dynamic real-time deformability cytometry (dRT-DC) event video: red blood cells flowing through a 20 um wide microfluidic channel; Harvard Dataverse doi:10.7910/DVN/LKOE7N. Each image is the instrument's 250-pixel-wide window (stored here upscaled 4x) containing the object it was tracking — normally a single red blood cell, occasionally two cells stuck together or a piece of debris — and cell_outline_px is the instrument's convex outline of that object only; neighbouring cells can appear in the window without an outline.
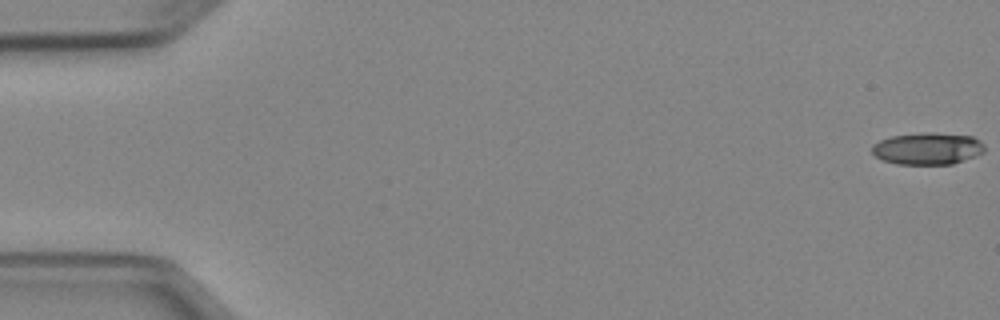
{"species": "Egyptian fruit bat (a non-hibernating species)", "species_latin": "Rousettus aegyptiacus", "temperature_condition": "cold", "stored_images_in_passage": 52, "camera_frame_rate_fps": 3000, "um_per_image_px": 0.085, "animal": {"sex": "female"}, "frame": {"image": 1, "passage_image": 1, "time_ms": 0.0, "image_size_px": [1000, 320], "cell_outline_px": [[984, 152], [976, 156], [952, 164], [896, 164], [884, 160], [876, 156], [872, 152], [872, 144], [880, 140], [892, 136], [920, 132], [932, 132], [972, 136], [980, 140], [984, 144]], "centroid_in_image_um": [78.86, 12.62], "position_along_channel_um": 6.1, "area_um2": 21.1}}
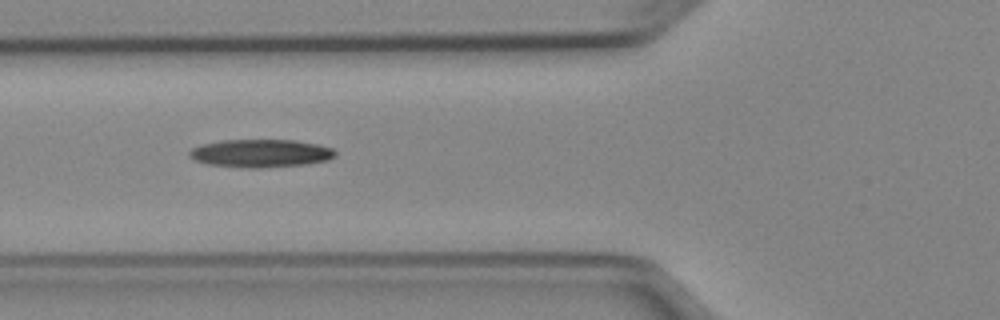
{"frame": {"image": 2, "passage_image": 20, "time_ms": 6.333, "image_size_px": [1000, 320], "cell_outline_px": [[336, 156], [328, 160], [304, 164], [260, 168], [240, 168], [208, 164], [196, 160], [188, 156], [188, 152], [192, 148], [200, 144], [220, 140], [296, 140], [316, 144], [332, 148], [336, 152]], "centroid_in_image_um": [22.12, 13.03], "position_along_channel_um": 103.7, "area_um2": 23.93}}
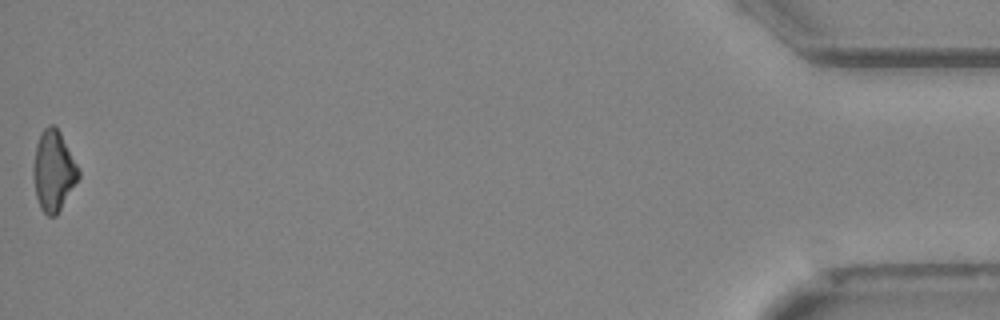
{"frame": {"image": 3, "passage_image": 52, "time_ms": 17.0, "image_size_px": [1000, 320], "cell_outline_px": [[80, 176], [56, 216], [48, 216], [40, 208], [36, 196], [32, 172], [32, 168], [36, 144], [40, 132], [48, 124], [52, 124], [60, 132], [80, 168]], "centroid_in_image_um": [4.54, 14.5], "position_along_channel_um": 430.7, "area_um2": 21.33}, "authors_computed_cell_mechanics": {"area_um2": 22.2241, "velocity_mm_per_s": 3.9587, "shape_relaxation_time_tau1_ms": 9.2798, "shape_relaxation_time_tau2_ms": null, "deformation_change_tau1": 0.2205, "deformation_change_tau2": null}}